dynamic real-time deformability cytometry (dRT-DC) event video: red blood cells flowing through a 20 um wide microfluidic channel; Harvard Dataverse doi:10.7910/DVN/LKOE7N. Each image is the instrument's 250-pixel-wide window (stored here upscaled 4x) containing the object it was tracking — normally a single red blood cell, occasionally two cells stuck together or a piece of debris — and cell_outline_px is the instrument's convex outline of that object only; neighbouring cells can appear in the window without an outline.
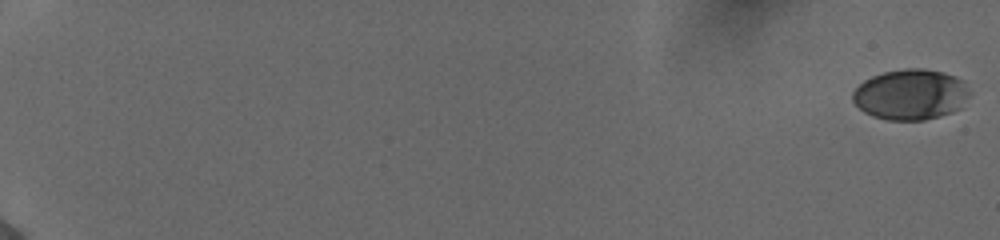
{"species": "human", "species_latin": "Homo sapiens", "temperature_condition": "cold", "stored_images_in_passage": 58, "camera_frame_rate_fps": 3000, "um_per_image_px": 0.085, "donor": {"sex": "female"}, "frame": {"image": 1, "passage_image": 1, "time_ms": 0.0, "image_size_px": [1000, 240], "cell_outline_px": [[972, 92], [964, 108], [940, 116], [924, 120], [888, 120], [872, 116], [864, 112], [852, 100], [852, 92], [864, 80], [872, 76], [884, 72], [904, 68], [924, 68], [944, 72], [956, 76], [964, 80]], "centroid_in_image_um": [77.48, 8.03], "position_along_channel_um": 7.5, "area_um2": 35.14}}
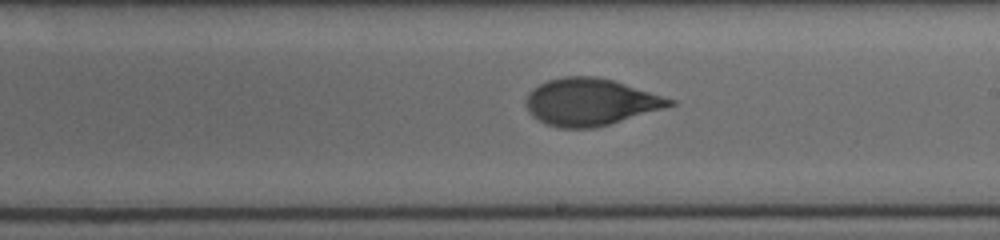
{"frame": {"image": 2, "passage_image": 37, "time_ms": 12.0, "image_size_px": [1000, 240], "cell_outline_px": [[676, 104], [664, 108], [596, 128], [560, 128], [548, 124], [532, 116], [528, 112], [524, 100], [528, 92], [532, 88], [548, 80], [564, 76], [596, 76], [612, 80], [676, 100]], "centroid_in_image_um": [50.15, 8.67], "position_along_channel_um": 238.9, "area_um2": 39.3}}
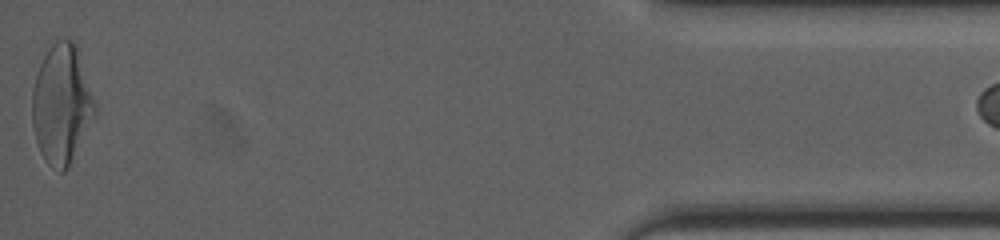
{"frame": {"image": 3, "passage_image": 57, "time_ms": 18.667, "image_size_px": [1000, 240], "cell_outline_px": [[96, 112], [68, 168], [64, 172], [60, 172], [48, 164], [44, 160], [40, 152], [36, 140], [32, 124], [32, 88], [40, 64], [44, 56], [52, 44], [56, 40], [72, 40], [76, 44], [96, 104]], "centroid_in_image_um": [5.22, 8.88], "position_along_channel_um": 430.0, "area_um2": 43.23}}